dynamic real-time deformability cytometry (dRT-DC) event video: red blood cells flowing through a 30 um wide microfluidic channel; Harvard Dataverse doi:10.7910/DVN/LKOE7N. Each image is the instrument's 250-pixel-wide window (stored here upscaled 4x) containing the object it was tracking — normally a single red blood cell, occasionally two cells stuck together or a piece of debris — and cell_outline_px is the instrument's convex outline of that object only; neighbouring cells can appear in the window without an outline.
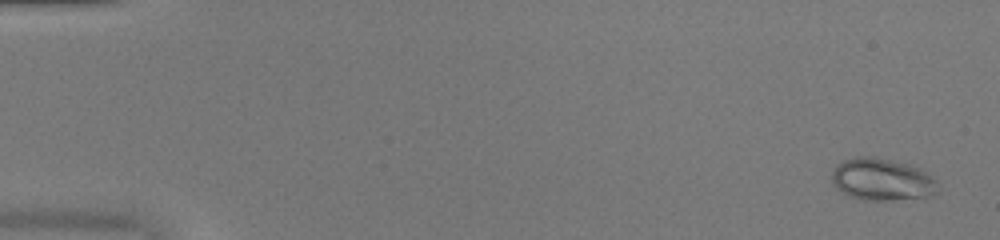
{"species": "common noctule bat (a hibernating species)", "species_latin": "Nyctalus noctula", "temperature_condition": "warm", "stored_images_in_passage": 52, "camera_frame_rate_fps": 3000, "um_per_image_px": 0.085, "animal": {"sex": "female", "body_mass_g": 20.0, "forearm_length_mm": 54.0}, "frame": {"image": 1, "passage_image": 3, "time_ms": 0.667, "image_size_px": [1000, 240], "cell_outline_px": [[936, 192], [928, 196], [892, 200], [860, 200], [836, 188], [832, 184], [832, 172], [836, 164], [844, 160], [856, 156], [872, 156], [908, 164], [920, 168], [932, 176], [936, 180]], "centroid_in_image_um": [74.94, 15.24], "position_along_channel_um": 10.1, "area_um2": 25.95}}
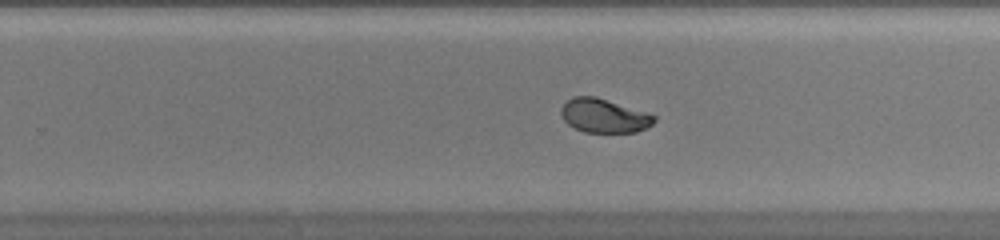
{"frame": {"image": 2, "passage_image": 34, "time_ms": 11.0, "image_size_px": [1000, 240], "cell_outline_px": [[656, 120], [648, 128], [636, 132], [584, 132], [568, 124], [564, 120], [560, 112], [560, 108], [572, 96], [596, 96], [656, 116]], "centroid_in_image_um": [51.33, 9.84], "position_along_channel_um": 278.5, "area_um2": 18.26}}
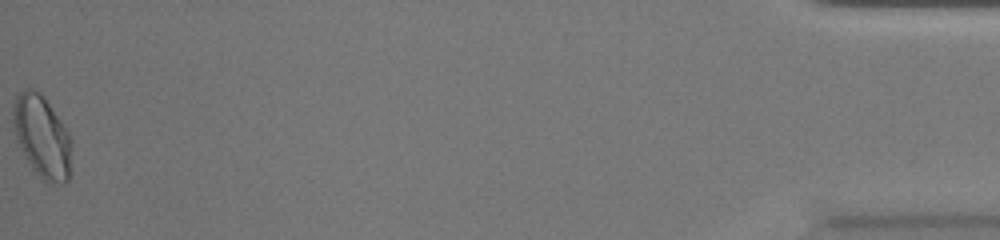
{"frame": {"image": 3, "passage_image": 52, "time_ms": 17.0, "image_size_px": [1000, 240], "cell_outline_px": [[72, 140], [68, 180], [64, 184], [40, 180], [24, 156], [16, 136], [12, 120], [12, 108], [16, 96], [24, 88], [32, 88], [40, 92], [68, 132]], "centroid_in_image_um": [3.55, 11.62], "position_along_channel_um": 431.6, "area_um2": 27.86}, "authors_computed_cell_mechanics": {"area_um2": 21.4438, "velocity_mm_per_s": 4.1219, "shape_relaxation_time_tau1_ms": 7.019, "shape_relaxation_time_tau2_ms": null, "deformation_change_tau1": 0.2042, "deformation_change_tau2": null}}